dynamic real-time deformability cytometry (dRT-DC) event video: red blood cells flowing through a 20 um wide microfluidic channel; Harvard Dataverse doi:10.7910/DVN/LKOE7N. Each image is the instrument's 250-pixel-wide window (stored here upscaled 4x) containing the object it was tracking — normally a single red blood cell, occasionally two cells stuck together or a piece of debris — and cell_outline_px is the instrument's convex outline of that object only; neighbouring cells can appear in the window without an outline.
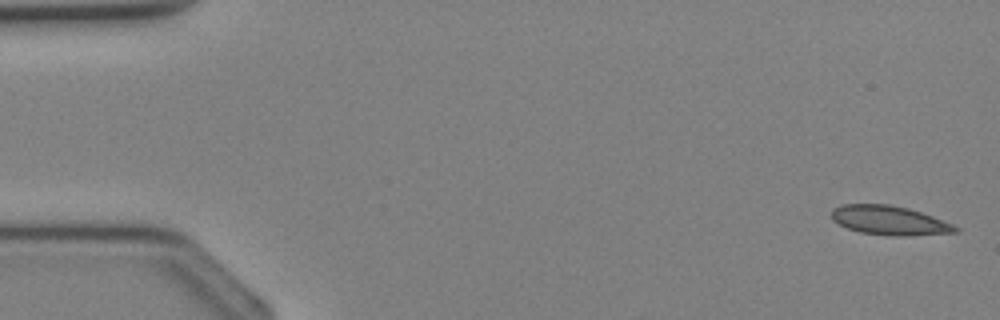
{"species": "Egyptian fruit bat (a non-hibernating species)", "species_latin": "Rousettus aegyptiacus", "temperature_condition": "cold", "stored_images_in_passage": 36, "camera_frame_rate_fps": 3000, "um_per_image_px": 0.085, "animal": {"sex": "female"}, "frame": {"image": 1, "passage_image": 1, "time_ms": 0.0, "image_size_px": [1000, 320], "cell_outline_px": [[960, 232], [908, 236], [896, 236], [860, 232], [848, 228], [832, 220], [832, 208], [840, 204], [888, 204], [908, 208], [932, 216], [952, 224], [960, 228]], "centroid_in_image_um": [75.61, 18.73], "position_along_channel_um": 9.4, "area_um2": 21.04}}
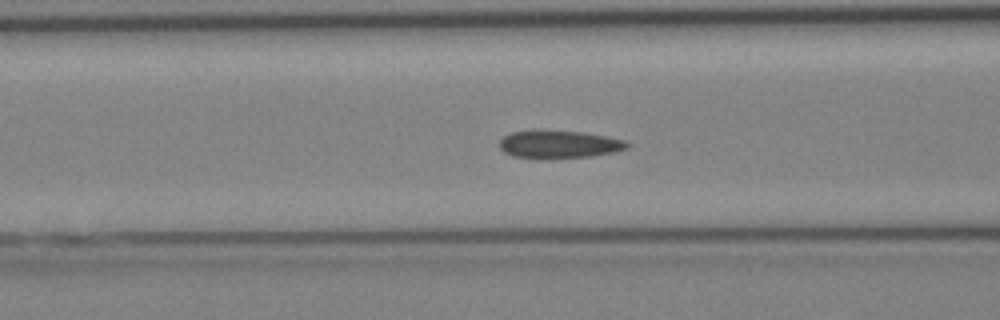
{"frame": {"image": 2, "passage_image": 14, "time_ms": 4.333, "image_size_px": [1000, 320], "cell_outline_px": [[632, 144], [628, 148], [612, 152], [592, 156], [516, 156], [504, 152], [500, 148], [500, 140], [504, 136], [512, 132], [584, 132], [628, 140]], "centroid_in_image_um": [47.64, 12.25], "position_along_channel_um": 119.0, "area_um2": 19.42}}
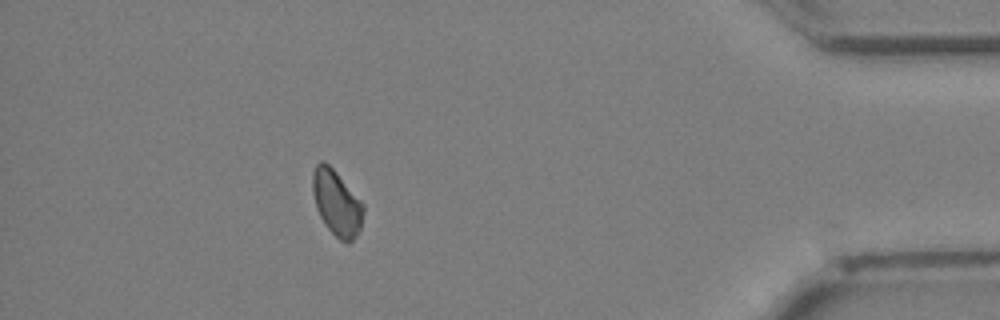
{"frame": {"image": 3, "passage_image": 32, "time_ms": 10.333, "image_size_px": [1000, 320], "cell_outline_px": [[364, 208], [360, 228], [356, 236], [348, 244], [340, 240], [328, 228], [320, 216], [316, 208], [312, 192], [312, 172], [316, 164], [320, 160], [324, 160], [336, 172], [364, 204]], "centroid_in_image_um": [28.6, 17.23], "position_along_channel_um": 406.6, "area_um2": 19.31}}